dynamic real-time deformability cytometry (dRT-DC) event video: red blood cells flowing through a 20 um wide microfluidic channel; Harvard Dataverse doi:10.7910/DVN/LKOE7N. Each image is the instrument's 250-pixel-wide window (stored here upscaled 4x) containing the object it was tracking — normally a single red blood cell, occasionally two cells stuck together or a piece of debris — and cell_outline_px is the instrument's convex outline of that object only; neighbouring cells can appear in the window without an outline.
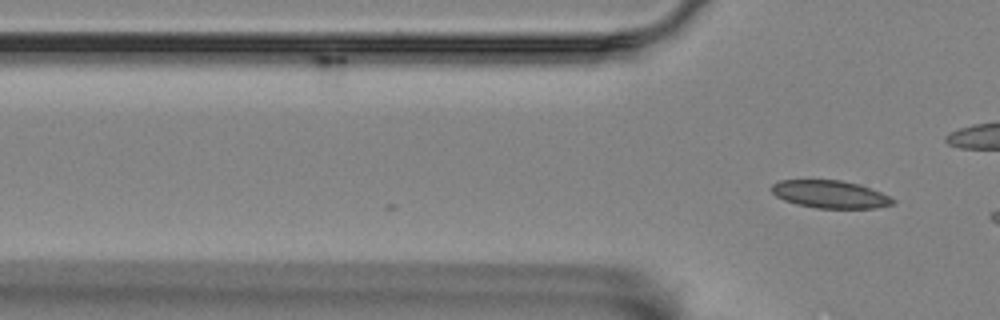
{"species": "Egyptian fruit bat (a non-hibernating species)", "species_latin": "Rousettus aegyptiacus", "temperature_condition": "room temperature", "stored_images_in_passage": 4, "camera_frame_rate_fps": 3000, "um_per_image_px": 0.085, "animal": {"sex": "female"}, "frame": {"image": 1, "passage_image": 4, "time_ms": 1.0, "image_size_px": [1000, 320], "cell_outline_px": [[896, 204], [876, 208], [816, 208], [796, 204], [784, 200], [776, 196], [768, 188], [772, 184], [780, 180], [840, 180], [860, 184], [880, 192], [896, 200]], "centroid_in_image_um": [70.55, 16.51], "position_along_channel_um": 55.2, "area_um2": 19.71}}